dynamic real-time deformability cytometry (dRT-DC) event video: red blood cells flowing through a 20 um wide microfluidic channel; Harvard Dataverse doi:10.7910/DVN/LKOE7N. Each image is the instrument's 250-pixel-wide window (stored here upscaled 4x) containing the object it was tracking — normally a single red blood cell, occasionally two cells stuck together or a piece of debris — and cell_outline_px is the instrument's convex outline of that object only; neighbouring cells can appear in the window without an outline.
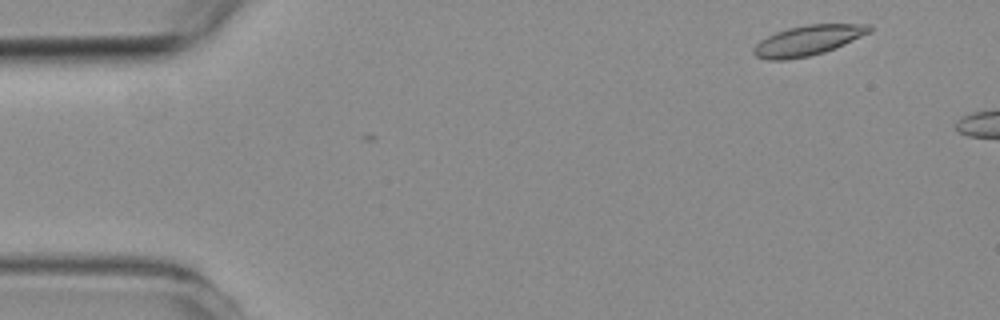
{"species": "common noctule bat (a hibernating species)", "species_latin": "Nyctalus noctula", "temperature_condition": "room temperature", "stored_images_in_passage": 3, "camera_frame_rate_fps": 3000, "um_per_image_px": 0.085, "animal": {"sex": "female", "body_mass_g": 19.3, "forearm_length_mm": 54.1}, "frame": {"image": 1, "passage_image": 1, "time_ms": 0.0, "image_size_px": [1000, 320], "cell_outline_px": [[872, 32], [844, 44], [824, 52], [808, 56], [784, 60], [768, 60], [756, 56], [752, 52], [752, 48], [760, 40], [776, 32], [788, 28], [808, 24], [868, 24], [872, 28]], "centroid_in_image_um": [68.66, 3.43], "position_along_channel_um": 16.3, "area_um2": 20.23}}